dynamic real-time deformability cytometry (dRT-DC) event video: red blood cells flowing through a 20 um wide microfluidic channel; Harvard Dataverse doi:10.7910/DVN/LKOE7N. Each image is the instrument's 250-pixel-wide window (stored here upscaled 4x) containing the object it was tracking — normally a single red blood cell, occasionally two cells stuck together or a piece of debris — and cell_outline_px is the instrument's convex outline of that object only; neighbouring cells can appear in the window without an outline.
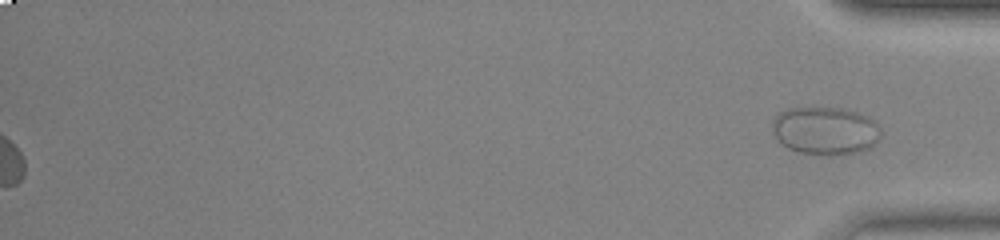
{"species": "common noctule bat (a hibernating species)", "species_latin": "Nyctalus noctula", "temperature_condition": "warm", "stored_images_in_passage": 46, "segment_of_instrument_passage": [2, 2], "camera_frame_rate_fps": 3000, "um_per_image_px": 0.085, "animal": {"sex": "female", "body_mass_g": 23.0, "forearm_length_mm": 53.4}, "frame": {"image": 1, "passage_image": 46, "time_ms": 15.0, "image_size_px": [1000, 240], "cell_outline_px": [[880, 140], [872, 148], [860, 152], [840, 156], [824, 156], [796, 152], [788, 148], [772, 132], [772, 120], [780, 112], [788, 108], [844, 108], [868, 116], [880, 128]], "centroid_in_image_um": [70.18, 11.14], "position_along_channel_um": 365.0, "area_um2": 30.87}}